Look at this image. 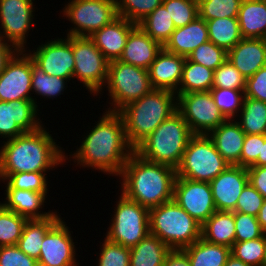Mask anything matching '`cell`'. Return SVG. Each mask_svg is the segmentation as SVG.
<instances>
[{"label":"cell","mask_w":266,"mask_h":266,"mask_svg":"<svg viewBox=\"0 0 266 266\" xmlns=\"http://www.w3.org/2000/svg\"><path fill=\"white\" fill-rule=\"evenodd\" d=\"M117 15L138 24L150 14L163 0H115Z\"/></svg>","instance_id":"cell-41"},{"label":"cell","mask_w":266,"mask_h":266,"mask_svg":"<svg viewBox=\"0 0 266 266\" xmlns=\"http://www.w3.org/2000/svg\"><path fill=\"white\" fill-rule=\"evenodd\" d=\"M193 135L189 125L177 110L146 137L134 151L150 162L166 164L176 169Z\"/></svg>","instance_id":"cell-5"},{"label":"cell","mask_w":266,"mask_h":266,"mask_svg":"<svg viewBox=\"0 0 266 266\" xmlns=\"http://www.w3.org/2000/svg\"><path fill=\"white\" fill-rule=\"evenodd\" d=\"M162 5L168 11L175 28L183 27L198 16V0H163Z\"/></svg>","instance_id":"cell-43"},{"label":"cell","mask_w":266,"mask_h":266,"mask_svg":"<svg viewBox=\"0 0 266 266\" xmlns=\"http://www.w3.org/2000/svg\"><path fill=\"white\" fill-rule=\"evenodd\" d=\"M27 220L0 204V247L17 245Z\"/></svg>","instance_id":"cell-37"},{"label":"cell","mask_w":266,"mask_h":266,"mask_svg":"<svg viewBox=\"0 0 266 266\" xmlns=\"http://www.w3.org/2000/svg\"><path fill=\"white\" fill-rule=\"evenodd\" d=\"M98 120L82 138L79 148L71 155L65 154V163L71 157L78 166L119 177L134 148L127 141L124 122L118 112L105 109Z\"/></svg>","instance_id":"cell-1"},{"label":"cell","mask_w":266,"mask_h":266,"mask_svg":"<svg viewBox=\"0 0 266 266\" xmlns=\"http://www.w3.org/2000/svg\"><path fill=\"white\" fill-rule=\"evenodd\" d=\"M237 19L243 38L266 39V0H242Z\"/></svg>","instance_id":"cell-27"},{"label":"cell","mask_w":266,"mask_h":266,"mask_svg":"<svg viewBox=\"0 0 266 266\" xmlns=\"http://www.w3.org/2000/svg\"><path fill=\"white\" fill-rule=\"evenodd\" d=\"M0 266H38V261L27 256L16 245L1 246Z\"/></svg>","instance_id":"cell-50"},{"label":"cell","mask_w":266,"mask_h":266,"mask_svg":"<svg viewBox=\"0 0 266 266\" xmlns=\"http://www.w3.org/2000/svg\"><path fill=\"white\" fill-rule=\"evenodd\" d=\"M239 113L235 120L245 134H266V102L244 96Z\"/></svg>","instance_id":"cell-34"},{"label":"cell","mask_w":266,"mask_h":266,"mask_svg":"<svg viewBox=\"0 0 266 266\" xmlns=\"http://www.w3.org/2000/svg\"><path fill=\"white\" fill-rule=\"evenodd\" d=\"M248 183V170L242 166L229 165L210 182L217 211L233 212L237 200Z\"/></svg>","instance_id":"cell-19"},{"label":"cell","mask_w":266,"mask_h":266,"mask_svg":"<svg viewBox=\"0 0 266 266\" xmlns=\"http://www.w3.org/2000/svg\"><path fill=\"white\" fill-rule=\"evenodd\" d=\"M224 266H249L242 260L235 258L232 254L227 258L226 264Z\"/></svg>","instance_id":"cell-57"},{"label":"cell","mask_w":266,"mask_h":266,"mask_svg":"<svg viewBox=\"0 0 266 266\" xmlns=\"http://www.w3.org/2000/svg\"><path fill=\"white\" fill-rule=\"evenodd\" d=\"M170 250L162 240L149 233L130 248V266H163Z\"/></svg>","instance_id":"cell-30"},{"label":"cell","mask_w":266,"mask_h":266,"mask_svg":"<svg viewBox=\"0 0 266 266\" xmlns=\"http://www.w3.org/2000/svg\"><path fill=\"white\" fill-rule=\"evenodd\" d=\"M213 76L214 70L190 61L186 57L182 79L176 94L208 92L213 88Z\"/></svg>","instance_id":"cell-32"},{"label":"cell","mask_w":266,"mask_h":266,"mask_svg":"<svg viewBox=\"0 0 266 266\" xmlns=\"http://www.w3.org/2000/svg\"><path fill=\"white\" fill-rule=\"evenodd\" d=\"M35 0H0V38L17 50H27L29 31L35 27Z\"/></svg>","instance_id":"cell-13"},{"label":"cell","mask_w":266,"mask_h":266,"mask_svg":"<svg viewBox=\"0 0 266 266\" xmlns=\"http://www.w3.org/2000/svg\"><path fill=\"white\" fill-rule=\"evenodd\" d=\"M102 242L97 266H130V248L111 242L107 238Z\"/></svg>","instance_id":"cell-46"},{"label":"cell","mask_w":266,"mask_h":266,"mask_svg":"<svg viewBox=\"0 0 266 266\" xmlns=\"http://www.w3.org/2000/svg\"><path fill=\"white\" fill-rule=\"evenodd\" d=\"M188 256L191 266H224L231 255V248L213 244L200 238L182 249Z\"/></svg>","instance_id":"cell-31"},{"label":"cell","mask_w":266,"mask_h":266,"mask_svg":"<svg viewBox=\"0 0 266 266\" xmlns=\"http://www.w3.org/2000/svg\"><path fill=\"white\" fill-rule=\"evenodd\" d=\"M119 196L104 238L131 248L150 233L149 209L123 194Z\"/></svg>","instance_id":"cell-9"},{"label":"cell","mask_w":266,"mask_h":266,"mask_svg":"<svg viewBox=\"0 0 266 266\" xmlns=\"http://www.w3.org/2000/svg\"><path fill=\"white\" fill-rule=\"evenodd\" d=\"M177 111V95L163 89H152L129 103L118 113L122 116L128 143L135 149L163 121Z\"/></svg>","instance_id":"cell-4"},{"label":"cell","mask_w":266,"mask_h":266,"mask_svg":"<svg viewBox=\"0 0 266 266\" xmlns=\"http://www.w3.org/2000/svg\"><path fill=\"white\" fill-rule=\"evenodd\" d=\"M163 266H191L187 254L183 250L171 249L166 255Z\"/></svg>","instance_id":"cell-53"},{"label":"cell","mask_w":266,"mask_h":266,"mask_svg":"<svg viewBox=\"0 0 266 266\" xmlns=\"http://www.w3.org/2000/svg\"><path fill=\"white\" fill-rule=\"evenodd\" d=\"M264 237V243H265V255H264V260H263V266H266V231L263 233Z\"/></svg>","instance_id":"cell-58"},{"label":"cell","mask_w":266,"mask_h":266,"mask_svg":"<svg viewBox=\"0 0 266 266\" xmlns=\"http://www.w3.org/2000/svg\"><path fill=\"white\" fill-rule=\"evenodd\" d=\"M228 52L211 41L199 45L187 58L211 70H216L227 60Z\"/></svg>","instance_id":"cell-44"},{"label":"cell","mask_w":266,"mask_h":266,"mask_svg":"<svg viewBox=\"0 0 266 266\" xmlns=\"http://www.w3.org/2000/svg\"><path fill=\"white\" fill-rule=\"evenodd\" d=\"M138 25L162 46L166 44L176 29L172 18L162 4L143 18Z\"/></svg>","instance_id":"cell-35"},{"label":"cell","mask_w":266,"mask_h":266,"mask_svg":"<svg viewBox=\"0 0 266 266\" xmlns=\"http://www.w3.org/2000/svg\"><path fill=\"white\" fill-rule=\"evenodd\" d=\"M227 59L246 78L266 65V39L242 38L228 51Z\"/></svg>","instance_id":"cell-23"},{"label":"cell","mask_w":266,"mask_h":266,"mask_svg":"<svg viewBox=\"0 0 266 266\" xmlns=\"http://www.w3.org/2000/svg\"><path fill=\"white\" fill-rule=\"evenodd\" d=\"M162 48L137 24L128 35L119 61L148 70Z\"/></svg>","instance_id":"cell-24"},{"label":"cell","mask_w":266,"mask_h":266,"mask_svg":"<svg viewBox=\"0 0 266 266\" xmlns=\"http://www.w3.org/2000/svg\"><path fill=\"white\" fill-rule=\"evenodd\" d=\"M208 136L213 140L219 154L230 164L240 166L245 132L235 119H226Z\"/></svg>","instance_id":"cell-25"},{"label":"cell","mask_w":266,"mask_h":266,"mask_svg":"<svg viewBox=\"0 0 266 266\" xmlns=\"http://www.w3.org/2000/svg\"><path fill=\"white\" fill-rule=\"evenodd\" d=\"M38 107L33 100L0 101V138H16L40 129Z\"/></svg>","instance_id":"cell-17"},{"label":"cell","mask_w":266,"mask_h":266,"mask_svg":"<svg viewBox=\"0 0 266 266\" xmlns=\"http://www.w3.org/2000/svg\"><path fill=\"white\" fill-rule=\"evenodd\" d=\"M60 219V214L55 211L45 219L27 220L16 246L27 256L38 261L44 236Z\"/></svg>","instance_id":"cell-28"},{"label":"cell","mask_w":266,"mask_h":266,"mask_svg":"<svg viewBox=\"0 0 266 266\" xmlns=\"http://www.w3.org/2000/svg\"><path fill=\"white\" fill-rule=\"evenodd\" d=\"M176 95L177 110L193 134L208 135L226 120L215 104L210 91Z\"/></svg>","instance_id":"cell-12"},{"label":"cell","mask_w":266,"mask_h":266,"mask_svg":"<svg viewBox=\"0 0 266 266\" xmlns=\"http://www.w3.org/2000/svg\"><path fill=\"white\" fill-rule=\"evenodd\" d=\"M231 254L249 266H263L264 237L234 243L231 247Z\"/></svg>","instance_id":"cell-42"},{"label":"cell","mask_w":266,"mask_h":266,"mask_svg":"<svg viewBox=\"0 0 266 266\" xmlns=\"http://www.w3.org/2000/svg\"><path fill=\"white\" fill-rule=\"evenodd\" d=\"M31 56L26 50H18L0 73V101L33 100Z\"/></svg>","instance_id":"cell-14"},{"label":"cell","mask_w":266,"mask_h":266,"mask_svg":"<svg viewBox=\"0 0 266 266\" xmlns=\"http://www.w3.org/2000/svg\"><path fill=\"white\" fill-rule=\"evenodd\" d=\"M176 177L174 167L150 162L134 151L119 175L120 193L151 209L173 200Z\"/></svg>","instance_id":"cell-3"},{"label":"cell","mask_w":266,"mask_h":266,"mask_svg":"<svg viewBox=\"0 0 266 266\" xmlns=\"http://www.w3.org/2000/svg\"><path fill=\"white\" fill-rule=\"evenodd\" d=\"M61 218L44 236L38 266H79L75 242Z\"/></svg>","instance_id":"cell-18"},{"label":"cell","mask_w":266,"mask_h":266,"mask_svg":"<svg viewBox=\"0 0 266 266\" xmlns=\"http://www.w3.org/2000/svg\"><path fill=\"white\" fill-rule=\"evenodd\" d=\"M206 24L209 41L227 52L243 38L237 17L207 20Z\"/></svg>","instance_id":"cell-33"},{"label":"cell","mask_w":266,"mask_h":266,"mask_svg":"<svg viewBox=\"0 0 266 266\" xmlns=\"http://www.w3.org/2000/svg\"><path fill=\"white\" fill-rule=\"evenodd\" d=\"M73 55V78L78 79L90 95L97 97L105 90L109 61L93 40L86 36H73Z\"/></svg>","instance_id":"cell-10"},{"label":"cell","mask_w":266,"mask_h":266,"mask_svg":"<svg viewBox=\"0 0 266 266\" xmlns=\"http://www.w3.org/2000/svg\"><path fill=\"white\" fill-rule=\"evenodd\" d=\"M0 180H5L12 188L35 192H48L47 172H20L0 174Z\"/></svg>","instance_id":"cell-38"},{"label":"cell","mask_w":266,"mask_h":266,"mask_svg":"<svg viewBox=\"0 0 266 266\" xmlns=\"http://www.w3.org/2000/svg\"><path fill=\"white\" fill-rule=\"evenodd\" d=\"M149 225L170 249L182 250L201 238L202 225L173 200L149 209Z\"/></svg>","instance_id":"cell-6"},{"label":"cell","mask_w":266,"mask_h":266,"mask_svg":"<svg viewBox=\"0 0 266 266\" xmlns=\"http://www.w3.org/2000/svg\"><path fill=\"white\" fill-rule=\"evenodd\" d=\"M0 181H3L6 187L5 201L0 202L5 209L13 211L28 220L45 219L54 213L52 210H48V212L41 211L48 197L47 192L14 189L5 180Z\"/></svg>","instance_id":"cell-22"},{"label":"cell","mask_w":266,"mask_h":266,"mask_svg":"<svg viewBox=\"0 0 266 266\" xmlns=\"http://www.w3.org/2000/svg\"><path fill=\"white\" fill-rule=\"evenodd\" d=\"M236 235L235 243L253 240L263 236L257 217L240 212H234Z\"/></svg>","instance_id":"cell-47"},{"label":"cell","mask_w":266,"mask_h":266,"mask_svg":"<svg viewBox=\"0 0 266 266\" xmlns=\"http://www.w3.org/2000/svg\"><path fill=\"white\" fill-rule=\"evenodd\" d=\"M62 10L73 23L67 36L89 37L118 17L115 0H70Z\"/></svg>","instance_id":"cell-11"},{"label":"cell","mask_w":266,"mask_h":266,"mask_svg":"<svg viewBox=\"0 0 266 266\" xmlns=\"http://www.w3.org/2000/svg\"><path fill=\"white\" fill-rule=\"evenodd\" d=\"M185 59L184 56L162 48L148 69L152 88L176 93L182 79Z\"/></svg>","instance_id":"cell-20"},{"label":"cell","mask_w":266,"mask_h":266,"mask_svg":"<svg viewBox=\"0 0 266 266\" xmlns=\"http://www.w3.org/2000/svg\"><path fill=\"white\" fill-rule=\"evenodd\" d=\"M33 61L40 66L45 73L56 77L73 80L74 55H73V36L66 38L51 39L44 44L38 45L32 52L26 50Z\"/></svg>","instance_id":"cell-16"},{"label":"cell","mask_w":266,"mask_h":266,"mask_svg":"<svg viewBox=\"0 0 266 266\" xmlns=\"http://www.w3.org/2000/svg\"><path fill=\"white\" fill-rule=\"evenodd\" d=\"M248 170V182L266 199V166H251Z\"/></svg>","instance_id":"cell-52"},{"label":"cell","mask_w":266,"mask_h":266,"mask_svg":"<svg viewBox=\"0 0 266 266\" xmlns=\"http://www.w3.org/2000/svg\"><path fill=\"white\" fill-rule=\"evenodd\" d=\"M235 235L234 211H216L201 227V238L213 244L231 248Z\"/></svg>","instance_id":"cell-29"},{"label":"cell","mask_w":266,"mask_h":266,"mask_svg":"<svg viewBox=\"0 0 266 266\" xmlns=\"http://www.w3.org/2000/svg\"><path fill=\"white\" fill-rule=\"evenodd\" d=\"M107 85V86H106ZM110 97L106 111L119 112L123 107L149 93L153 88L147 69L114 60L108 65L105 84Z\"/></svg>","instance_id":"cell-7"},{"label":"cell","mask_w":266,"mask_h":266,"mask_svg":"<svg viewBox=\"0 0 266 266\" xmlns=\"http://www.w3.org/2000/svg\"><path fill=\"white\" fill-rule=\"evenodd\" d=\"M264 142L265 134H246L240 156V166L251 167L261 154L262 143Z\"/></svg>","instance_id":"cell-49"},{"label":"cell","mask_w":266,"mask_h":266,"mask_svg":"<svg viewBox=\"0 0 266 266\" xmlns=\"http://www.w3.org/2000/svg\"><path fill=\"white\" fill-rule=\"evenodd\" d=\"M229 165L208 135L194 134L187 144L176 173L177 177L210 183Z\"/></svg>","instance_id":"cell-8"},{"label":"cell","mask_w":266,"mask_h":266,"mask_svg":"<svg viewBox=\"0 0 266 266\" xmlns=\"http://www.w3.org/2000/svg\"><path fill=\"white\" fill-rule=\"evenodd\" d=\"M32 69V95L42 96L44 99H55L63 94L69 82L66 78L48 75L45 71L38 66L31 57ZM66 85V86H65ZM66 87V88H65ZM35 92V93H34Z\"/></svg>","instance_id":"cell-36"},{"label":"cell","mask_w":266,"mask_h":266,"mask_svg":"<svg viewBox=\"0 0 266 266\" xmlns=\"http://www.w3.org/2000/svg\"><path fill=\"white\" fill-rule=\"evenodd\" d=\"M245 86L246 77L228 59L214 71L213 88L245 90Z\"/></svg>","instance_id":"cell-45"},{"label":"cell","mask_w":266,"mask_h":266,"mask_svg":"<svg viewBox=\"0 0 266 266\" xmlns=\"http://www.w3.org/2000/svg\"><path fill=\"white\" fill-rule=\"evenodd\" d=\"M210 93L226 119H236L243 103L244 90L212 88Z\"/></svg>","instance_id":"cell-40"},{"label":"cell","mask_w":266,"mask_h":266,"mask_svg":"<svg viewBox=\"0 0 266 266\" xmlns=\"http://www.w3.org/2000/svg\"><path fill=\"white\" fill-rule=\"evenodd\" d=\"M252 166H266V134L265 142L262 143L261 154H259L257 161Z\"/></svg>","instance_id":"cell-56"},{"label":"cell","mask_w":266,"mask_h":266,"mask_svg":"<svg viewBox=\"0 0 266 266\" xmlns=\"http://www.w3.org/2000/svg\"><path fill=\"white\" fill-rule=\"evenodd\" d=\"M208 41L206 21L198 16L191 23L176 28L163 48L170 53L187 57L199 45Z\"/></svg>","instance_id":"cell-26"},{"label":"cell","mask_w":266,"mask_h":266,"mask_svg":"<svg viewBox=\"0 0 266 266\" xmlns=\"http://www.w3.org/2000/svg\"><path fill=\"white\" fill-rule=\"evenodd\" d=\"M173 201L201 225L217 211L209 182L176 177Z\"/></svg>","instance_id":"cell-15"},{"label":"cell","mask_w":266,"mask_h":266,"mask_svg":"<svg viewBox=\"0 0 266 266\" xmlns=\"http://www.w3.org/2000/svg\"><path fill=\"white\" fill-rule=\"evenodd\" d=\"M264 197L248 182L243 188L234 212L258 216Z\"/></svg>","instance_id":"cell-48"},{"label":"cell","mask_w":266,"mask_h":266,"mask_svg":"<svg viewBox=\"0 0 266 266\" xmlns=\"http://www.w3.org/2000/svg\"><path fill=\"white\" fill-rule=\"evenodd\" d=\"M18 50L0 38V73L5 69L7 62Z\"/></svg>","instance_id":"cell-54"},{"label":"cell","mask_w":266,"mask_h":266,"mask_svg":"<svg viewBox=\"0 0 266 266\" xmlns=\"http://www.w3.org/2000/svg\"><path fill=\"white\" fill-rule=\"evenodd\" d=\"M136 25V23L118 16L110 24L95 31L89 37L109 62L119 60L128 35Z\"/></svg>","instance_id":"cell-21"},{"label":"cell","mask_w":266,"mask_h":266,"mask_svg":"<svg viewBox=\"0 0 266 266\" xmlns=\"http://www.w3.org/2000/svg\"><path fill=\"white\" fill-rule=\"evenodd\" d=\"M242 0H198V12L201 19L237 17Z\"/></svg>","instance_id":"cell-39"},{"label":"cell","mask_w":266,"mask_h":266,"mask_svg":"<svg viewBox=\"0 0 266 266\" xmlns=\"http://www.w3.org/2000/svg\"><path fill=\"white\" fill-rule=\"evenodd\" d=\"M244 96L266 102V65L246 78Z\"/></svg>","instance_id":"cell-51"},{"label":"cell","mask_w":266,"mask_h":266,"mask_svg":"<svg viewBox=\"0 0 266 266\" xmlns=\"http://www.w3.org/2000/svg\"><path fill=\"white\" fill-rule=\"evenodd\" d=\"M56 143L44 125L16 138L4 139L0 147V174L50 172L61 167L65 163V151Z\"/></svg>","instance_id":"cell-2"},{"label":"cell","mask_w":266,"mask_h":266,"mask_svg":"<svg viewBox=\"0 0 266 266\" xmlns=\"http://www.w3.org/2000/svg\"><path fill=\"white\" fill-rule=\"evenodd\" d=\"M257 220L260 224L261 229L265 232L266 231V199H264L263 205L259 210Z\"/></svg>","instance_id":"cell-55"}]
</instances>
